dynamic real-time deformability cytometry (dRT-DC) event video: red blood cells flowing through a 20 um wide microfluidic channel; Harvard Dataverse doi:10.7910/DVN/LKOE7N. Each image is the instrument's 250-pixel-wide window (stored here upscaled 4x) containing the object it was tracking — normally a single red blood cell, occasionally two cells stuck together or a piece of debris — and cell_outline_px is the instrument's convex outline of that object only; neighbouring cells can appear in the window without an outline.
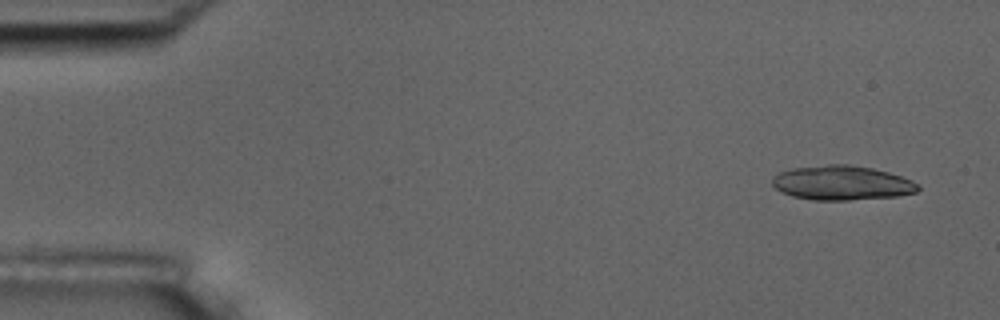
{"species": "common noctule bat (a hibernating species)", "species_latin": "Nyctalus noctula", "temperature_condition": "room temperature", "stored_images_in_passage": 6, "camera_frame_rate_fps": 3000, "um_per_image_px": 0.085, "animal": {"sex": "male", "body_mass_g": 17.5, "forearm_length_mm": 52.3}, "frame": {"image": 1, "passage_image": 1, "time_ms": 0.0, "image_size_px": [1000, 320], "cell_outline_px": [[920, 188], [916, 192], [900, 196], [848, 200], [812, 200], [792, 196], [776, 188], [772, 184], [772, 176], [780, 172], [792, 168], [828, 164], [848, 164], [872, 168], [888, 172], [912, 180], [920, 184]], "centroid_in_image_um": [71.58, 15.54], "position_along_channel_um": 13.4, "area_um2": 29.36}}